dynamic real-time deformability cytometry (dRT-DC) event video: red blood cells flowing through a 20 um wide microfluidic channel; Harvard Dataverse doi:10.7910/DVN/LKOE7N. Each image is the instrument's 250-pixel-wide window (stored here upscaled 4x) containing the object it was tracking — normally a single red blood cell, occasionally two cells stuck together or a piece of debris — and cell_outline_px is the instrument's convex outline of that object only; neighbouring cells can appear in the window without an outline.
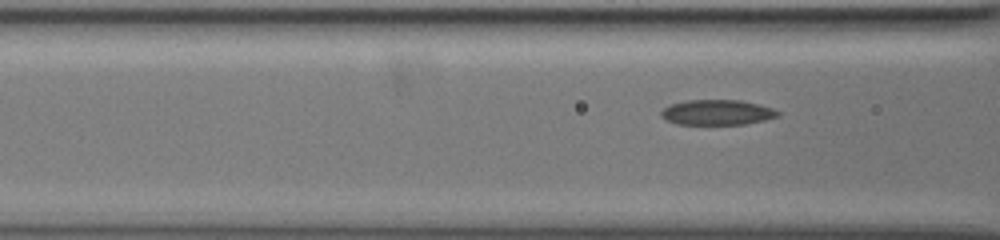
{"species": "common noctule bat (a hibernating species)", "species_latin": "Nyctalus noctula", "temperature_condition": "warm", "stored_images_in_passage": 9, "camera_frame_rate_fps": 3000, "um_per_image_px": 0.085, "animal": {"sex": "female", "body_mass_g": 19.5, "forearm_length_mm": 54.1}, "frame": {"image": 1, "passage_image": 6, "time_ms": 1.667, "image_size_px": [1000, 240], "cell_outline_px": [[780, 116], [764, 120], [744, 124], [676, 124], [660, 116], [660, 112], [668, 104], [684, 100], [740, 100], [760, 104], [772, 108], [780, 112]], "centroid_in_image_um": [60.95, 9.54], "position_along_channel_um": 105.7, "area_um2": 17.28}}